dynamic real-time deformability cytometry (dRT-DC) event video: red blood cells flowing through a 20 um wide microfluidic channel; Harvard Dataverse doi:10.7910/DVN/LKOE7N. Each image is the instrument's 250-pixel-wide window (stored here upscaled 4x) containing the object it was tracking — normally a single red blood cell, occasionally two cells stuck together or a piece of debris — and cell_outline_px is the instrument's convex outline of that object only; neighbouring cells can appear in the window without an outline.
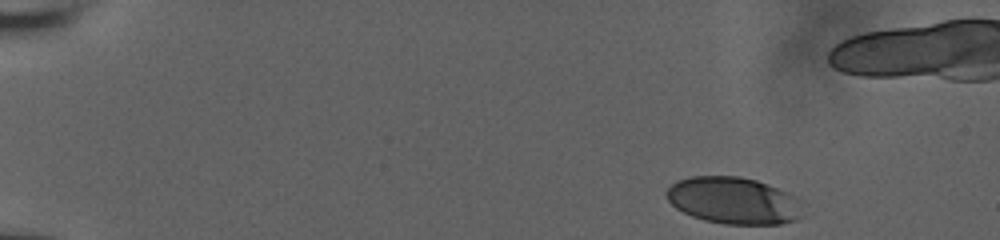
{"species": "human", "species_latin": "Homo sapiens", "temperature_condition": "room temperature", "stored_images_in_passage": 43, "camera_frame_rate_fps": 3000, "um_per_image_px": 0.085, "donor": {"sex": "male"}, "frame": {"image": 1, "passage_image": 1, "time_ms": 0.0, "image_size_px": [1000, 240], "cell_outline_px": [[804, 216], [796, 220], [780, 224], [724, 224], [704, 220], [692, 216], [676, 208], [668, 200], [664, 192], [676, 180], [692, 176], [740, 176], [756, 180], [768, 184], [792, 196]], "centroid_in_image_um": [62.28, 17.05], "position_along_channel_um": 22.7, "area_um2": 36.93}}
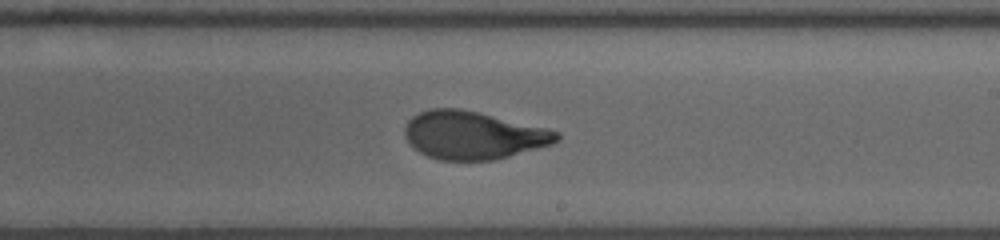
{"frame": {"image": 2, "passage_image": 29, "time_ms": 9.333, "image_size_px": [1000, 240], "cell_outline_px": [[560, 140], [552, 144], [496, 160], [440, 160], [428, 156], [412, 148], [404, 136], [404, 128], [408, 120], [412, 116], [428, 108], [460, 108], [544, 128], [560, 132]], "centroid_in_image_um": [40.17, 11.5], "position_along_channel_um": 248.8, "area_um2": 42.37}}
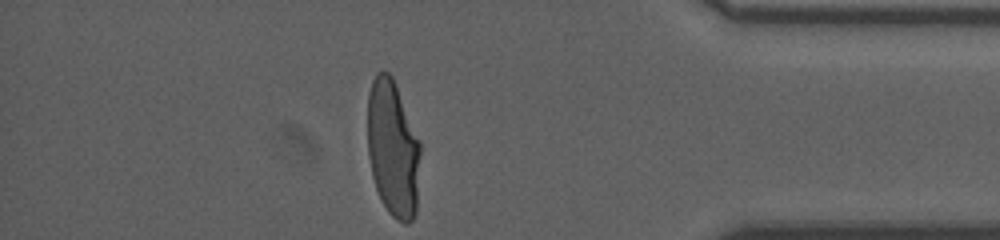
{"frame": {"image": 3, "passage_image": 43, "time_ms": 14.0, "image_size_px": [1000, 240], "cell_outline_px": [[420, 152], [416, 212], [412, 220], [408, 224], [404, 224], [396, 220], [388, 212], [376, 188], [372, 176], [368, 156], [368, 92], [372, 80], [376, 72], [388, 72], [392, 76], [420, 140]], "centroid_in_image_um": [33.39, 12.64], "position_along_channel_um": 401.8, "area_um2": 42.19}, "authors_computed_cell_mechanics": {"area_um2": 41.8472, "velocity_mm_per_s": 3.8523, "shape_relaxation_time_tau1_ms": 4.3475, "shape_relaxation_time_tau2_ms": 0.7237, "deformation_change_tau1": 0.2207, "deformation_change_tau2": 0.0728}}